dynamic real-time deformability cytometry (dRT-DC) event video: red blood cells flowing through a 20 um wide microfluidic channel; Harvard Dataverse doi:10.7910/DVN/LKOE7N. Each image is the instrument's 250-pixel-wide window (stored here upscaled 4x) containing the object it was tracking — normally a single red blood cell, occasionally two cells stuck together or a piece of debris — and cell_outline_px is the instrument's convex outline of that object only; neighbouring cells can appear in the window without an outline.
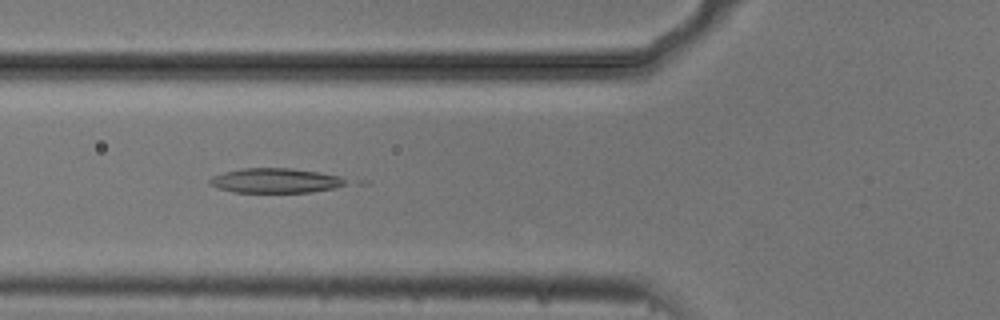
{"species": "common noctule bat (a hibernating species)", "species_latin": "Nyctalus noctula", "temperature_condition": "cold", "stored_images_in_passage": 40, "camera_frame_rate_fps": 3000, "um_per_image_px": 0.085, "animal": {"sex": "male", "body_mass_g": 20.5, "forearm_length_mm": 52.5}, "frame": {"image": 1, "passage_image": 6, "time_ms": 1.667, "image_size_px": [1000, 320], "cell_outline_px": [[348, 184], [336, 188], [312, 192], [232, 192], [208, 184], [208, 180], [212, 176], [224, 172], [240, 168], [292, 168], [320, 172], [340, 176], [348, 180]], "centroid_in_image_um": [23.45, 15.34], "position_along_channel_um": 102.4, "area_um2": 19.83}}
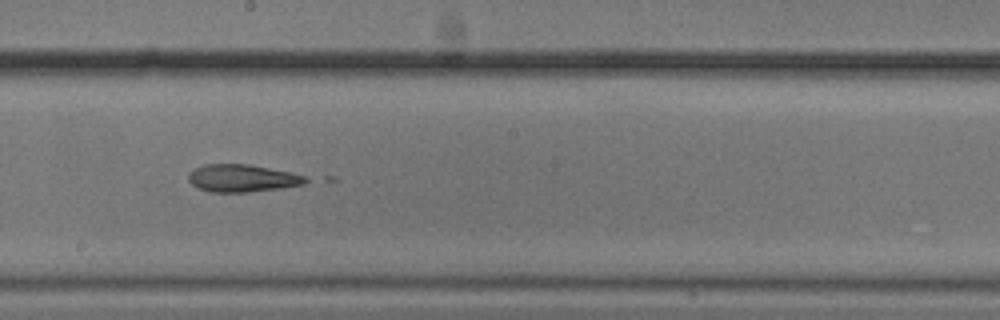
{"frame": {"image": 2, "passage_image": 16, "time_ms": 5.0, "image_size_px": [1000, 320], "cell_outline_px": [[312, 180], [304, 184], [280, 188], [248, 192], [212, 192], [196, 188], [188, 180], [188, 172], [204, 164], [248, 164], [308, 176]], "centroid_in_image_um": [20.59, 15.15], "position_along_channel_um": 227.6, "area_um2": 18.84}}
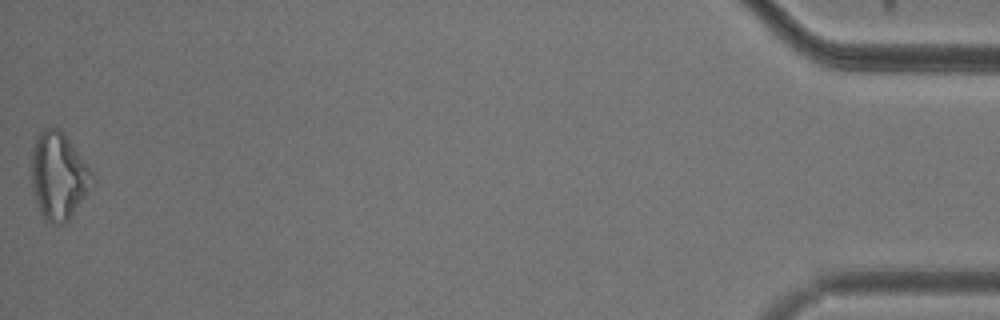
{"frame": {"image": 3, "passage_image": 40, "time_ms": 13.0, "image_size_px": [1000, 320], "cell_outline_px": [[96, 180], [68, 220], [64, 224], [56, 224], [44, 220], [40, 212], [32, 192], [32, 148], [36, 136], [48, 124], [60, 128], [92, 172]], "centroid_in_image_um": [4.95, 14.93], "position_along_channel_um": 430.2, "area_um2": 30.92}, "authors_computed_cell_mechanics": {"area_um2": 20.0855, "velocity_mm_per_s": 3.7289, "shape_relaxation_time_tau1_ms": null, "shape_relaxation_time_tau2_ms": 5.8718, "deformation_change_tau1": null, "deformation_change_tau2": 0.1633}}